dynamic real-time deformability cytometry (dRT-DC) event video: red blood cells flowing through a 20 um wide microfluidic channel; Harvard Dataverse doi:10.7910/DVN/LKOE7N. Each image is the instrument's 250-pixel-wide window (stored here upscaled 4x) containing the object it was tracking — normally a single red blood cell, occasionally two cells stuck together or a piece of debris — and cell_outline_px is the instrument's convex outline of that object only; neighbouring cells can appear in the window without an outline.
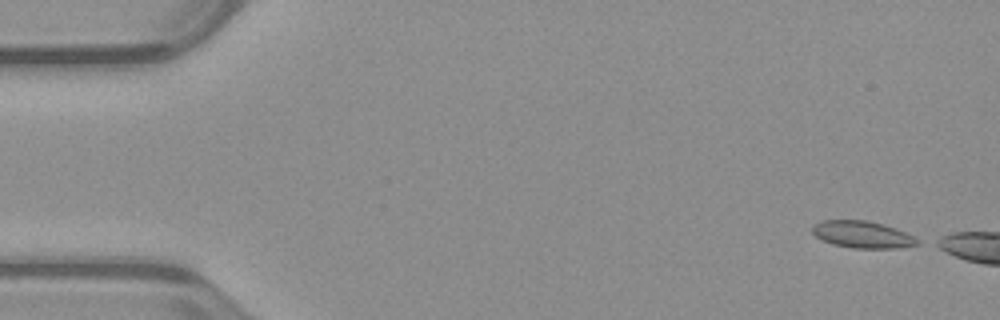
{"species": "common noctule bat (a hibernating species)", "species_latin": "Nyctalus noctula", "temperature_condition": "warm", "stored_images_in_passage": 10, "camera_frame_rate_fps": 3000, "um_per_image_px": 0.085, "animal": {"sex": "male", "body_mass_g": 23.1, "forearm_length_mm": 52.7}, "frame": {"image": 1, "passage_image": 1, "time_ms": 0.0, "image_size_px": [1000, 320], "cell_outline_px": [[920, 244], [896, 248], [852, 248], [832, 244], [816, 236], [812, 232], [812, 224], [820, 220], [868, 220], [896, 228], [920, 240]], "centroid_in_image_um": [73.28, 19.92], "position_along_channel_um": 11.7, "area_um2": 16.53}}